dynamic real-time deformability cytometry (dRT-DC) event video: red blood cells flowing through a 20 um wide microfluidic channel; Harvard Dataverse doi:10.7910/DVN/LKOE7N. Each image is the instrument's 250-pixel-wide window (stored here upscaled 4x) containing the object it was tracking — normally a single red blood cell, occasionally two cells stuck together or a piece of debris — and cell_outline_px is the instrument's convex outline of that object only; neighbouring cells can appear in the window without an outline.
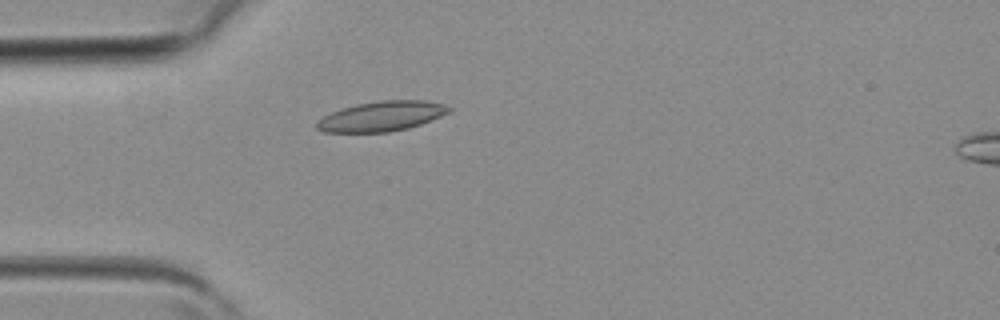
{"species": "common noctule bat (a hibernating species)", "species_latin": "Nyctalus noctula", "temperature_condition": "room temperature", "stored_images_in_passage": 2, "camera_frame_rate_fps": 3000, "um_per_image_px": 0.085, "animal": {"sex": "female", "body_mass_g": 19.3, "forearm_length_mm": 54.1}, "frame": {"image": 1, "passage_image": 1, "time_ms": 0.0, "image_size_px": [1000, 320], "cell_outline_px": [[452, 112], [420, 124], [408, 128], [388, 132], [324, 132], [316, 128], [316, 120], [340, 108], [356, 104], [380, 100], [424, 100], [444, 104], [452, 108]], "centroid_in_image_um": [32.44, 9.87], "position_along_channel_um": 52.6, "area_um2": 23.18}}